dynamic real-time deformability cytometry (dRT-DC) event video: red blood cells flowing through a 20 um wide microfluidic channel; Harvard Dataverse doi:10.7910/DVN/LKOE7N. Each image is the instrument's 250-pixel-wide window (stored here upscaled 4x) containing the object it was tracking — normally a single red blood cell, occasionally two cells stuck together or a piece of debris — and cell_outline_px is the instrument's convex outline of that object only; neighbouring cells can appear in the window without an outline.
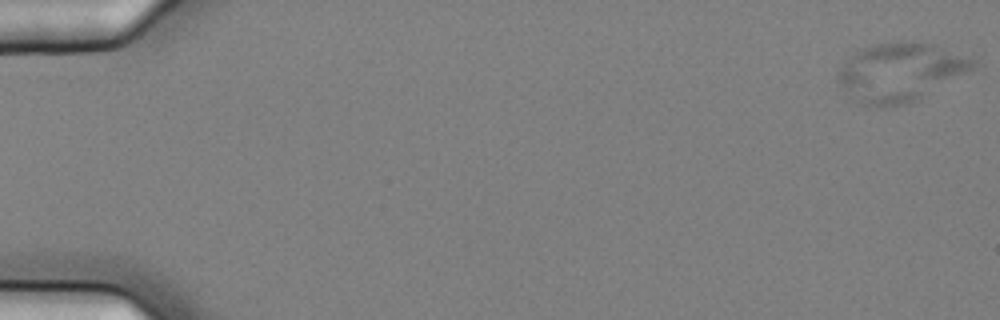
{"species": "common noctule bat (a hibernating species)", "species_latin": "Nyctalus noctula", "temperature_condition": "cold", "stored_images_in_passage": 57, "camera_frame_rate_fps": 3000, "um_per_image_px": 0.085, "animal": {"sex": "female", "body_mass_g": 25.1}, "frame": {"image": 1, "passage_image": 1, "time_ms": 0.0, "image_size_px": [1000, 320], "cell_outline_px": [[976, 60], [972, 68], [968, 72], [920, 100], [908, 104], [888, 108], [868, 108], [840, 88], [836, 80], [836, 72], [860, 48], [876, 44], [896, 40], [912, 40], [932, 44]], "centroid_in_image_um": [76.48, 6.16], "position_along_channel_um": 8.5, "area_um2": 46.7}}
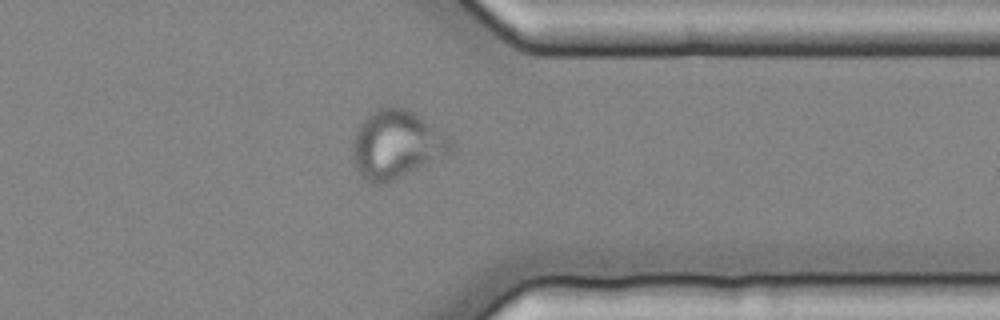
{"frame": {"image": 2, "passage_image": 46, "time_ms": 15.0, "image_size_px": [1000, 320], "cell_outline_px": [[452, 152], [392, 180], [380, 184], [372, 184], [360, 176], [356, 168], [352, 156], [352, 144], [356, 132], [360, 124], [372, 112], [380, 108], [404, 108], [420, 116], [448, 136], [452, 140]], "centroid_in_image_um": [33.67, 12.29], "position_along_channel_um": 377.7, "area_um2": 38.21}}
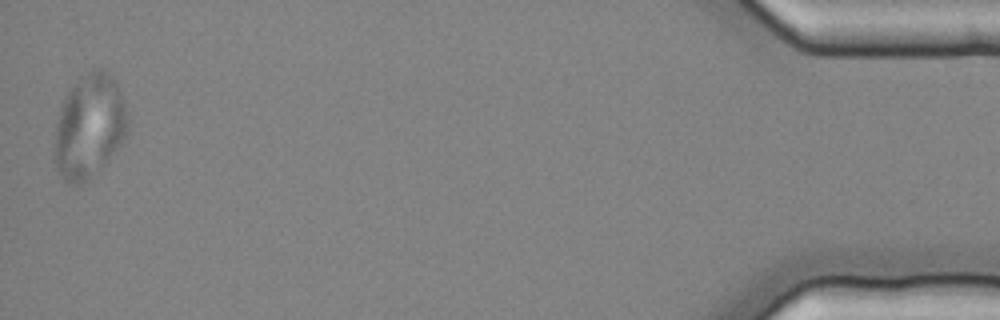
{"frame": {"image": 3, "passage_image": 57, "time_ms": 18.667, "image_size_px": [1000, 320], "cell_outline_px": [[128, 132], [104, 164], [88, 180], [80, 184], [72, 184], [64, 180], [60, 176], [56, 168], [56, 128], [60, 104], [64, 96], [92, 68], [104, 68], [112, 76], [120, 92], [128, 116]], "centroid_in_image_um": [7.6, 10.73], "position_along_channel_um": 427.6, "area_um2": 43.58}}